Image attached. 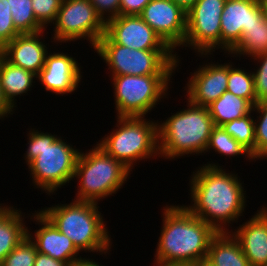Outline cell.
<instances>
[{"instance_id":"1","label":"cell","mask_w":267,"mask_h":266,"mask_svg":"<svg viewBox=\"0 0 267 266\" xmlns=\"http://www.w3.org/2000/svg\"><path fill=\"white\" fill-rule=\"evenodd\" d=\"M210 160L191 172L187 183L190 204L184 206L217 233L231 232L234 223L237 225L245 217L249 202L247 189L235 170L230 171L226 164Z\"/></svg>"},{"instance_id":"2","label":"cell","mask_w":267,"mask_h":266,"mask_svg":"<svg viewBox=\"0 0 267 266\" xmlns=\"http://www.w3.org/2000/svg\"><path fill=\"white\" fill-rule=\"evenodd\" d=\"M161 210L162 227L153 261L187 265L206 261L210 242L217 232L184 204L166 203Z\"/></svg>"},{"instance_id":"3","label":"cell","mask_w":267,"mask_h":266,"mask_svg":"<svg viewBox=\"0 0 267 266\" xmlns=\"http://www.w3.org/2000/svg\"><path fill=\"white\" fill-rule=\"evenodd\" d=\"M27 128L26 151L23 155L34 189L51 196L74 181L80 148L53 132ZM53 133V134H52ZM28 145V146H27Z\"/></svg>"},{"instance_id":"4","label":"cell","mask_w":267,"mask_h":266,"mask_svg":"<svg viewBox=\"0 0 267 266\" xmlns=\"http://www.w3.org/2000/svg\"><path fill=\"white\" fill-rule=\"evenodd\" d=\"M61 202L41 207L40 211L62 234L71 239L80 252L90 253L91 257L93 254L95 257L96 254L104 255V259L107 255L109 257L114 243L99 204L73 198L69 203Z\"/></svg>"},{"instance_id":"5","label":"cell","mask_w":267,"mask_h":266,"mask_svg":"<svg viewBox=\"0 0 267 266\" xmlns=\"http://www.w3.org/2000/svg\"><path fill=\"white\" fill-rule=\"evenodd\" d=\"M158 120V144L160 158L174 161L205 153L210 135L215 127L207 107L191 103ZM185 106V107H184Z\"/></svg>"},{"instance_id":"6","label":"cell","mask_w":267,"mask_h":266,"mask_svg":"<svg viewBox=\"0 0 267 266\" xmlns=\"http://www.w3.org/2000/svg\"><path fill=\"white\" fill-rule=\"evenodd\" d=\"M114 118L117 121L114 122V128L96 142L108 155L120 161L132 173L133 168L138 166L136 164L160 158L158 120L152 117Z\"/></svg>"},{"instance_id":"7","label":"cell","mask_w":267,"mask_h":266,"mask_svg":"<svg viewBox=\"0 0 267 266\" xmlns=\"http://www.w3.org/2000/svg\"><path fill=\"white\" fill-rule=\"evenodd\" d=\"M131 174L97 144L85 151L81 149L73 178L78 182L74 200L100 204L101 200L116 195L127 184Z\"/></svg>"},{"instance_id":"8","label":"cell","mask_w":267,"mask_h":266,"mask_svg":"<svg viewBox=\"0 0 267 266\" xmlns=\"http://www.w3.org/2000/svg\"><path fill=\"white\" fill-rule=\"evenodd\" d=\"M92 51L108 66L109 75H176L177 57L173 50L131 49L114 43L104 33Z\"/></svg>"},{"instance_id":"9","label":"cell","mask_w":267,"mask_h":266,"mask_svg":"<svg viewBox=\"0 0 267 266\" xmlns=\"http://www.w3.org/2000/svg\"><path fill=\"white\" fill-rule=\"evenodd\" d=\"M111 76V77H110ZM113 87L115 116L147 117L169 99L174 75H108ZM171 84V85H170ZM160 102V103H159ZM157 105V106H156ZM149 113V114H148Z\"/></svg>"},{"instance_id":"10","label":"cell","mask_w":267,"mask_h":266,"mask_svg":"<svg viewBox=\"0 0 267 266\" xmlns=\"http://www.w3.org/2000/svg\"><path fill=\"white\" fill-rule=\"evenodd\" d=\"M106 22L96 12L90 0H62L53 27L50 42L59 46L86 40L94 49L105 33ZM53 33V34H52Z\"/></svg>"},{"instance_id":"11","label":"cell","mask_w":267,"mask_h":266,"mask_svg":"<svg viewBox=\"0 0 267 266\" xmlns=\"http://www.w3.org/2000/svg\"><path fill=\"white\" fill-rule=\"evenodd\" d=\"M226 0H197L186 11V36L182 50L193 54L221 52V14ZM220 49V50H219Z\"/></svg>"},{"instance_id":"12","label":"cell","mask_w":267,"mask_h":266,"mask_svg":"<svg viewBox=\"0 0 267 266\" xmlns=\"http://www.w3.org/2000/svg\"><path fill=\"white\" fill-rule=\"evenodd\" d=\"M139 16L177 53L178 72L183 60L178 51L186 36V11L172 0H151Z\"/></svg>"},{"instance_id":"13","label":"cell","mask_w":267,"mask_h":266,"mask_svg":"<svg viewBox=\"0 0 267 266\" xmlns=\"http://www.w3.org/2000/svg\"><path fill=\"white\" fill-rule=\"evenodd\" d=\"M195 57L205 58L199 65L192 70L187 77L186 85L183 86L184 97L191 103L207 107L217 100L228 86V61L220 60V63L213 62L214 54H194ZM212 55V56H211ZM212 58V60H211ZM210 60V61H208ZM203 64V65H202ZM194 71V72H193ZM186 93V94H185Z\"/></svg>"},{"instance_id":"14","label":"cell","mask_w":267,"mask_h":266,"mask_svg":"<svg viewBox=\"0 0 267 266\" xmlns=\"http://www.w3.org/2000/svg\"><path fill=\"white\" fill-rule=\"evenodd\" d=\"M62 48L67 47H61L60 51L54 47V50L49 51L44 67L37 75L40 86H43L46 92L54 93L56 97L77 92V88L84 82L81 81L84 80L81 62L68 53L70 50L64 52Z\"/></svg>"},{"instance_id":"15","label":"cell","mask_w":267,"mask_h":266,"mask_svg":"<svg viewBox=\"0 0 267 266\" xmlns=\"http://www.w3.org/2000/svg\"><path fill=\"white\" fill-rule=\"evenodd\" d=\"M105 34L114 43L131 49L172 50L139 15H119L109 19Z\"/></svg>"},{"instance_id":"16","label":"cell","mask_w":267,"mask_h":266,"mask_svg":"<svg viewBox=\"0 0 267 266\" xmlns=\"http://www.w3.org/2000/svg\"><path fill=\"white\" fill-rule=\"evenodd\" d=\"M33 212L31 211L30 213L29 222L32 221L39 228L32 231L31 227H27V236L36 246L37 252L69 263L70 265L84 258L71 239L65 234H62L40 209Z\"/></svg>"},{"instance_id":"17","label":"cell","mask_w":267,"mask_h":266,"mask_svg":"<svg viewBox=\"0 0 267 266\" xmlns=\"http://www.w3.org/2000/svg\"><path fill=\"white\" fill-rule=\"evenodd\" d=\"M264 16L260 0H226L221 14V52H228L240 41L243 28Z\"/></svg>"},{"instance_id":"18","label":"cell","mask_w":267,"mask_h":266,"mask_svg":"<svg viewBox=\"0 0 267 266\" xmlns=\"http://www.w3.org/2000/svg\"><path fill=\"white\" fill-rule=\"evenodd\" d=\"M47 33L46 29L37 33L19 34L0 50V55L10 64L38 75L54 46V42H46Z\"/></svg>"},{"instance_id":"19","label":"cell","mask_w":267,"mask_h":266,"mask_svg":"<svg viewBox=\"0 0 267 266\" xmlns=\"http://www.w3.org/2000/svg\"><path fill=\"white\" fill-rule=\"evenodd\" d=\"M249 217L231 233L240 243L250 266H264L267 263V204H262Z\"/></svg>"},{"instance_id":"20","label":"cell","mask_w":267,"mask_h":266,"mask_svg":"<svg viewBox=\"0 0 267 266\" xmlns=\"http://www.w3.org/2000/svg\"><path fill=\"white\" fill-rule=\"evenodd\" d=\"M7 204L0 203V263L27 237L26 222L30 216V213L26 214L22 208Z\"/></svg>"},{"instance_id":"21","label":"cell","mask_w":267,"mask_h":266,"mask_svg":"<svg viewBox=\"0 0 267 266\" xmlns=\"http://www.w3.org/2000/svg\"><path fill=\"white\" fill-rule=\"evenodd\" d=\"M36 80V74L10 64L0 55V86L5 99L15 110L18 108L17 98L29 95L35 88Z\"/></svg>"},{"instance_id":"22","label":"cell","mask_w":267,"mask_h":266,"mask_svg":"<svg viewBox=\"0 0 267 266\" xmlns=\"http://www.w3.org/2000/svg\"><path fill=\"white\" fill-rule=\"evenodd\" d=\"M206 262L211 266H250L231 232L217 233L211 240Z\"/></svg>"},{"instance_id":"23","label":"cell","mask_w":267,"mask_h":266,"mask_svg":"<svg viewBox=\"0 0 267 266\" xmlns=\"http://www.w3.org/2000/svg\"><path fill=\"white\" fill-rule=\"evenodd\" d=\"M266 52L267 20L263 16L259 21L254 23L249 28H243L240 41L228 52V54L223 53V56L226 55V58L230 57L234 58L235 60L244 59L243 61L248 59L249 61V59Z\"/></svg>"},{"instance_id":"24","label":"cell","mask_w":267,"mask_h":266,"mask_svg":"<svg viewBox=\"0 0 267 266\" xmlns=\"http://www.w3.org/2000/svg\"><path fill=\"white\" fill-rule=\"evenodd\" d=\"M215 126L235 119H240L253 111V106L246 100L225 91L217 100L207 106Z\"/></svg>"},{"instance_id":"25","label":"cell","mask_w":267,"mask_h":266,"mask_svg":"<svg viewBox=\"0 0 267 266\" xmlns=\"http://www.w3.org/2000/svg\"><path fill=\"white\" fill-rule=\"evenodd\" d=\"M219 154L221 158L224 156L227 162V158H238L242 157L249 162L255 163V160L252 158L251 153L237 142L223 127L215 126L212 130V133L209 138V142L204 154L209 153ZM226 156V157H225Z\"/></svg>"},{"instance_id":"26","label":"cell","mask_w":267,"mask_h":266,"mask_svg":"<svg viewBox=\"0 0 267 266\" xmlns=\"http://www.w3.org/2000/svg\"><path fill=\"white\" fill-rule=\"evenodd\" d=\"M230 61V62H229ZM235 62L228 60V86L227 91L237 97L246 99L253 107L257 103L252 67L246 69L235 66ZM243 68V69H242Z\"/></svg>"},{"instance_id":"27","label":"cell","mask_w":267,"mask_h":266,"mask_svg":"<svg viewBox=\"0 0 267 266\" xmlns=\"http://www.w3.org/2000/svg\"><path fill=\"white\" fill-rule=\"evenodd\" d=\"M16 29L21 33H37L46 30L34 16L31 0H7Z\"/></svg>"},{"instance_id":"28","label":"cell","mask_w":267,"mask_h":266,"mask_svg":"<svg viewBox=\"0 0 267 266\" xmlns=\"http://www.w3.org/2000/svg\"><path fill=\"white\" fill-rule=\"evenodd\" d=\"M237 142L244 146L255 160V132L253 111L222 126Z\"/></svg>"},{"instance_id":"29","label":"cell","mask_w":267,"mask_h":266,"mask_svg":"<svg viewBox=\"0 0 267 266\" xmlns=\"http://www.w3.org/2000/svg\"><path fill=\"white\" fill-rule=\"evenodd\" d=\"M255 132V162L267 160V101L253 107Z\"/></svg>"},{"instance_id":"30","label":"cell","mask_w":267,"mask_h":266,"mask_svg":"<svg viewBox=\"0 0 267 266\" xmlns=\"http://www.w3.org/2000/svg\"><path fill=\"white\" fill-rule=\"evenodd\" d=\"M36 254V246L27 236L3 259L0 266H34Z\"/></svg>"},{"instance_id":"31","label":"cell","mask_w":267,"mask_h":266,"mask_svg":"<svg viewBox=\"0 0 267 266\" xmlns=\"http://www.w3.org/2000/svg\"><path fill=\"white\" fill-rule=\"evenodd\" d=\"M249 60H251L249 63L253 64L252 73L257 103L267 101V52Z\"/></svg>"},{"instance_id":"32","label":"cell","mask_w":267,"mask_h":266,"mask_svg":"<svg viewBox=\"0 0 267 266\" xmlns=\"http://www.w3.org/2000/svg\"><path fill=\"white\" fill-rule=\"evenodd\" d=\"M36 20L48 30L55 22L62 0H31ZM50 26V27H48Z\"/></svg>"},{"instance_id":"33","label":"cell","mask_w":267,"mask_h":266,"mask_svg":"<svg viewBox=\"0 0 267 266\" xmlns=\"http://www.w3.org/2000/svg\"><path fill=\"white\" fill-rule=\"evenodd\" d=\"M7 0H0V50L21 34L15 27Z\"/></svg>"},{"instance_id":"34","label":"cell","mask_w":267,"mask_h":266,"mask_svg":"<svg viewBox=\"0 0 267 266\" xmlns=\"http://www.w3.org/2000/svg\"><path fill=\"white\" fill-rule=\"evenodd\" d=\"M90 2L105 22L119 16L120 0H90Z\"/></svg>"},{"instance_id":"35","label":"cell","mask_w":267,"mask_h":266,"mask_svg":"<svg viewBox=\"0 0 267 266\" xmlns=\"http://www.w3.org/2000/svg\"><path fill=\"white\" fill-rule=\"evenodd\" d=\"M151 0H120L119 15H140Z\"/></svg>"},{"instance_id":"36","label":"cell","mask_w":267,"mask_h":266,"mask_svg":"<svg viewBox=\"0 0 267 266\" xmlns=\"http://www.w3.org/2000/svg\"><path fill=\"white\" fill-rule=\"evenodd\" d=\"M34 266H71L69 263L54 259L46 254L37 252Z\"/></svg>"},{"instance_id":"37","label":"cell","mask_w":267,"mask_h":266,"mask_svg":"<svg viewBox=\"0 0 267 266\" xmlns=\"http://www.w3.org/2000/svg\"><path fill=\"white\" fill-rule=\"evenodd\" d=\"M15 111L16 110L5 99L4 94L2 92V88L0 86V120L1 122L11 117V115H13Z\"/></svg>"},{"instance_id":"38","label":"cell","mask_w":267,"mask_h":266,"mask_svg":"<svg viewBox=\"0 0 267 266\" xmlns=\"http://www.w3.org/2000/svg\"><path fill=\"white\" fill-rule=\"evenodd\" d=\"M84 258L74 262L71 266H105L102 263L97 262V260L95 261V259L91 256H88L84 254Z\"/></svg>"},{"instance_id":"39","label":"cell","mask_w":267,"mask_h":266,"mask_svg":"<svg viewBox=\"0 0 267 266\" xmlns=\"http://www.w3.org/2000/svg\"><path fill=\"white\" fill-rule=\"evenodd\" d=\"M177 5L181 6L185 11H188L197 0H172Z\"/></svg>"},{"instance_id":"40","label":"cell","mask_w":267,"mask_h":266,"mask_svg":"<svg viewBox=\"0 0 267 266\" xmlns=\"http://www.w3.org/2000/svg\"><path fill=\"white\" fill-rule=\"evenodd\" d=\"M154 264L153 266H192V265H187V264H163V263H159V262H156V261H153Z\"/></svg>"},{"instance_id":"41","label":"cell","mask_w":267,"mask_h":266,"mask_svg":"<svg viewBox=\"0 0 267 266\" xmlns=\"http://www.w3.org/2000/svg\"><path fill=\"white\" fill-rule=\"evenodd\" d=\"M260 4L263 9L264 17L267 20V0H260Z\"/></svg>"},{"instance_id":"42","label":"cell","mask_w":267,"mask_h":266,"mask_svg":"<svg viewBox=\"0 0 267 266\" xmlns=\"http://www.w3.org/2000/svg\"><path fill=\"white\" fill-rule=\"evenodd\" d=\"M192 266H211V265L206 261H202V262H198Z\"/></svg>"}]
</instances>
